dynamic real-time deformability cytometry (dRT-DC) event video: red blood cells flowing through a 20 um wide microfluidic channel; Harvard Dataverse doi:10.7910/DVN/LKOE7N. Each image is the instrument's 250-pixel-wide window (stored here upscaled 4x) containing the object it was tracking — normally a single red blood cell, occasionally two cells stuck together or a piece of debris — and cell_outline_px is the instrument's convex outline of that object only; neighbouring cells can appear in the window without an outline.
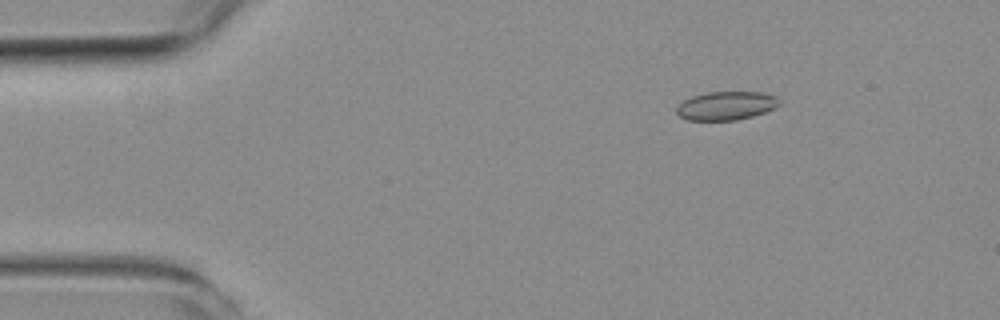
{"species": "common noctule bat (a hibernating species)", "species_latin": "Nyctalus noctula", "temperature_condition": "room temperature", "stored_images_in_passage": 2, "camera_frame_rate_fps": 3000, "um_per_image_px": 0.085, "animal": {"sex": "female", "body_mass_g": 19.3, "forearm_length_mm": 54.1}, "frame": {"image": 1, "passage_image": 1, "time_ms": 0.0, "image_size_px": [1000, 320], "cell_outline_px": [[780, 104], [764, 112], [752, 116], [736, 120], [688, 120], [680, 116], [676, 112], [676, 108], [684, 100], [692, 96], [708, 92], [764, 92], [776, 96], [780, 100]], "centroid_in_image_um": [61.73, 8.98], "position_along_channel_um": 23.3, "area_um2": 16.99}}